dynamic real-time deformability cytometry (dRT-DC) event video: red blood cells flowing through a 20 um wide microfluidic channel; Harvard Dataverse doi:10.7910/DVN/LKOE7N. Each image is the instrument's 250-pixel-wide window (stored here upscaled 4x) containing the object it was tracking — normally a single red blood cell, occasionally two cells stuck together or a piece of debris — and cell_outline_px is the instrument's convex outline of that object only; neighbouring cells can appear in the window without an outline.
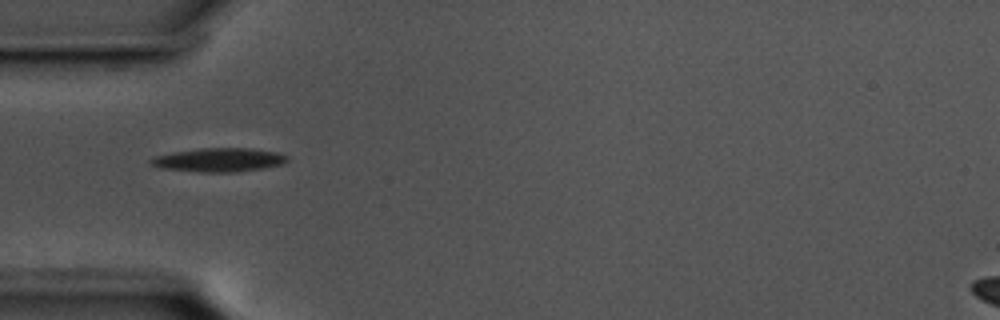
{"species": "common noctule bat (a hibernating species)", "species_latin": "Nyctalus noctula", "temperature_condition": "cold", "stored_images_in_passage": 26, "camera_frame_rate_fps": 3000, "um_per_image_px": 0.085, "animal": {"sex": "male", "body_mass_g": 17.5, "forearm_length_mm": 52.3}, "frame": {"image": 1, "passage_image": 1, "time_ms": 0.0, "image_size_px": [1000, 320], "cell_outline_px": [[288, 160], [284, 164], [236, 172], [200, 172], [164, 168], [152, 164], [148, 160], [156, 156], [172, 152], [200, 148], [252, 148], [276, 152], [288, 156]], "centroid_in_image_um": [18.64, 13.58], "position_along_channel_um": 66.4, "area_um2": 18.73}}